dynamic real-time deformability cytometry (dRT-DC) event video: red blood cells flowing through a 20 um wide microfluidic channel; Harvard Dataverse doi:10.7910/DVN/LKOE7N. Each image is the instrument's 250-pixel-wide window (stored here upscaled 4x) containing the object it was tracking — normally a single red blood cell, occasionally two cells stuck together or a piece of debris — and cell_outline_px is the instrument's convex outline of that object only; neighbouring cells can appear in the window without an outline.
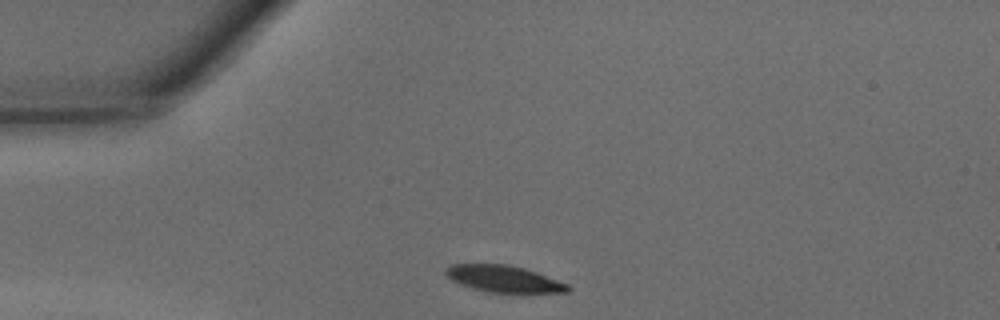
{"species": "common noctule bat (a hibernating species)", "species_latin": "Nyctalus noctula", "temperature_condition": "warm", "stored_images_in_passage": 28, "camera_frame_rate_fps": 3000, "um_per_image_px": 0.085, "animal": {"sex": "male", "body_mass_g": 15.6}, "frame": {"image": 1, "passage_image": 1, "time_ms": 0.0, "image_size_px": [1000, 320], "cell_outline_px": [[572, 288], [568, 292], [488, 292], [472, 288], [460, 284], [452, 280], [444, 272], [452, 264], [508, 264], [524, 268], [536, 272], [568, 284]], "centroid_in_image_um": [42.83, 23.7], "position_along_channel_um": 42.2, "area_um2": 18.73}}
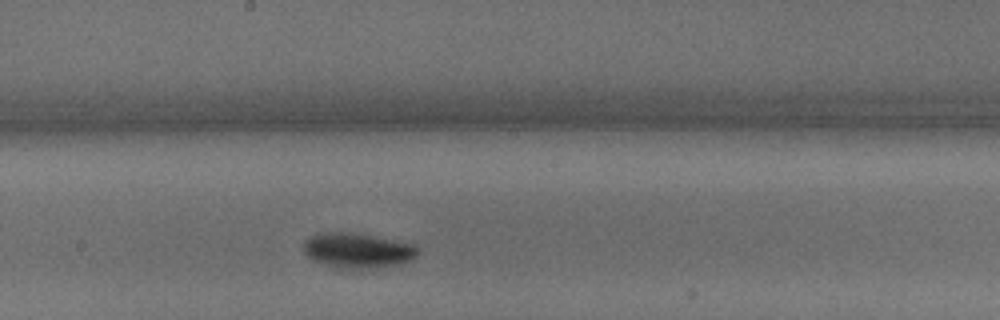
{"frame": {"image": 2, "passage_image": 15, "time_ms": 4.667, "image_size_px": [1000, 320], "cell_outline_px": [[420, 252], [416, 256], [408, 260], [396, 264], [376, 268], [352, 268], [328, 264], [312, 260], [304, 252], [304, 240], [308, 236], [320, 232], [352, 232], [412, 244]], "centroid_in_image_um": [30.34, 21.26], "position_along_channel_um": 217.9, "area_um2": 22.77}}
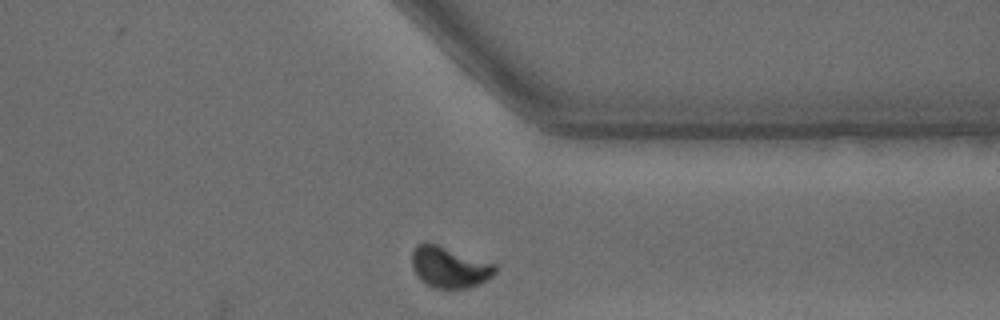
{"frame": {"image": 3, "passage_image": 26, "time_ms": 8.333, "image_size_px": [1000, 320], "cell_outline_px": [[496, 272], [492, 276], [480, 284], [468, 288], [432, 288], [420, 280], [412, 268], [412, 252], [416, 244], [424, 240], [496, 264]], "centroid_in_image_um": [38.17, 22.7], "position_along_channel_um": 373.2, "area_um2": 20.11}, "authors_computed_cell_mechanics": {"area_um2": 21.1548, "velocity_mm_per_s": 4.309, "shape_relaxation_time_tau1_ms": 1.7037, "shape_relaxation_time_tau2_ms": null, "deformation_change_tau1": 0.1404, "deformation_change_tau2": null}}